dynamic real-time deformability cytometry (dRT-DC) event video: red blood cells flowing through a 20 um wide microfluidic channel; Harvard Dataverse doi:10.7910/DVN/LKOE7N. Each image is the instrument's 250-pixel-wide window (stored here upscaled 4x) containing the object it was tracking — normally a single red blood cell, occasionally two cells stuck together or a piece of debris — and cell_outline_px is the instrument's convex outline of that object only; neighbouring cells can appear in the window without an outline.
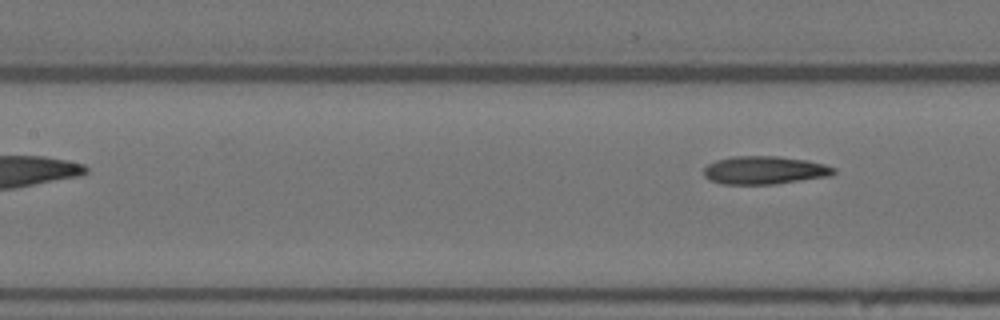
{"species": "Egyptian fruit bat (a non-hibernating species)", "species_latin": "Rousettus aegyptiacus", "temperature_condition": "warm", "stored_images_in_passage": 7, "camera_frame_rate_fps": 3000, "um_per_image_px": 0.085, "animal": {"sex": "female"}, "frame": {"image": 1, "passage_image": 7, "time_ms": 7.333, "image_size_px": [1000, 320], "cell_outline_px": [[836, 172], [832, 176], [772, 184], [724, 184], [712, 180], [704, 176], [704, 168], [708, 164], [716, 160], [732, 156], [776, 156], [808, 160], [824, 164], [836, 168]], "centroid_in_image_um": [65.02, 14.46], "position_along_channel_um": 142.4, "area_um2": 21.27}}